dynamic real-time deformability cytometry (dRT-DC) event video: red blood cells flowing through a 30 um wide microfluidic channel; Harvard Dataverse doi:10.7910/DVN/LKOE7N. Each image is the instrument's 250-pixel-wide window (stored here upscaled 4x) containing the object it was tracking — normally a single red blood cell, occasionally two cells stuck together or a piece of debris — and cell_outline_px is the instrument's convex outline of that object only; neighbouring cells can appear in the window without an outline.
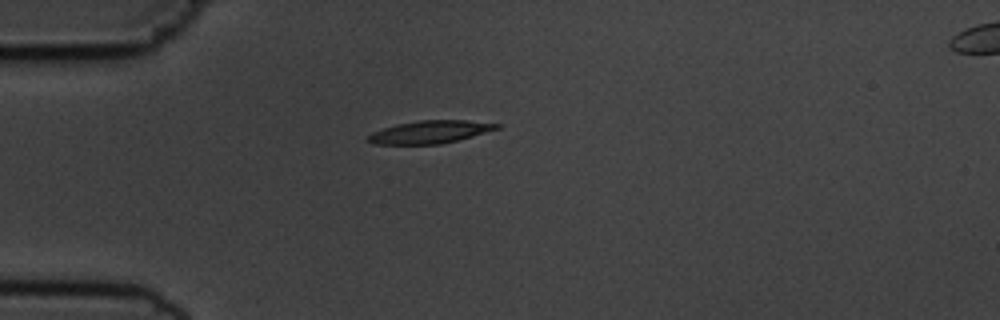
{"species": "common noctule bat (a hibernating species)", "species_latin": "Nyctalus noctula", "temperature_condition": "cold", "stored_images_in_passage": 12, "camera_frame_rate_fps": 3000, "um_per_image_px": 0.085, "animal": {"sex": "male", "body_mass_g": 19.5, "forearm_length_mm": 54.6}, "frame": {"image": 1, "passage_image": 1, "time_ms": 0.0, "image_size_px": [1000, 320], "cell_outline_px": [[500, 128], [472, 136], [440, 144], [372, 144], [364, 140], [372, 132], [396, 124], [420, 120], [468, 120], [500, 124]], "centroid_in_image_um": [36.51, 11.21], "position_along_channel_um": 48.5, "area_um2": 16.99}}
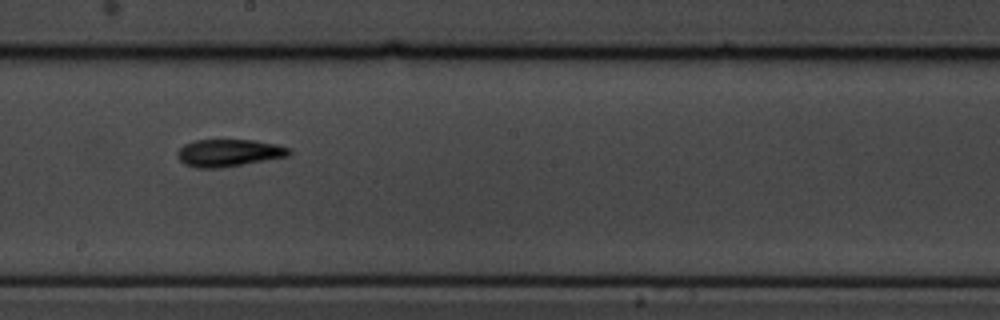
{"frame": {"image": 2, "passage_image": 6, "time_ms": 5.333, "image_size_px": [1000, 320], "cell_outline_px": [[292, 152], [288, 156], [244, 164], [220, 168], [200, 168], [184, 164], [180, 160], [176, 152], [184, 144], [196, 140], [256, 140], [276, 144], [292, 148]], "centroid_in_image_um": [19.47, 12.99], "position_along_channel_um": 228.7, "area_um2": 17.8}}
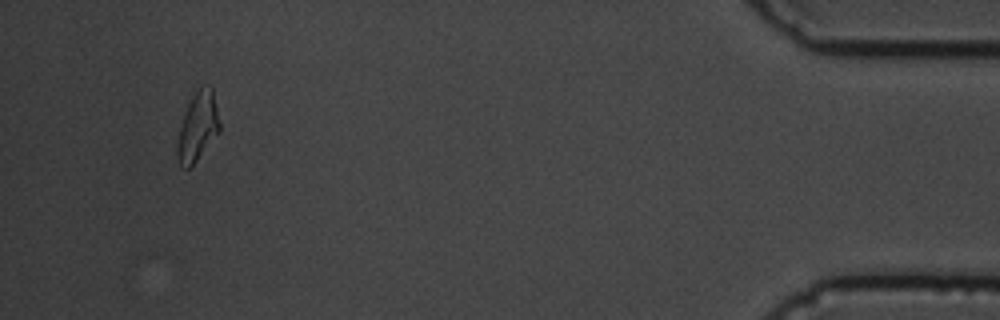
{"frame": {"image": 3, "passage_image": 11, "time_ms": 12.333, "image_size_px": [1000, 320], "cell_outline_px": [[220, 132], [196, 160], [188, 168], [184, 168], [180, 164], [176, 156], [176, 148], [180, 128], [184, 112], [192, 96], [200, 88], [212, 88], [220, 124]], "centroid_in_image_um": [16.8, 10.81], "position_along_channel_um": 418.4, "area_um2": 16.53}, "authors_computed_cell_mechanics": {"area_um2": 16.9643, "velocity_mm_per_s": 3.6919, "shape_relaxation_time_tau1_ms": 3.6067, "shape_relaxation_time_tau2_ms": 2.4701, "deformation_change_tau1": 0.171, "deformation_change_tau2": 0.1049}}